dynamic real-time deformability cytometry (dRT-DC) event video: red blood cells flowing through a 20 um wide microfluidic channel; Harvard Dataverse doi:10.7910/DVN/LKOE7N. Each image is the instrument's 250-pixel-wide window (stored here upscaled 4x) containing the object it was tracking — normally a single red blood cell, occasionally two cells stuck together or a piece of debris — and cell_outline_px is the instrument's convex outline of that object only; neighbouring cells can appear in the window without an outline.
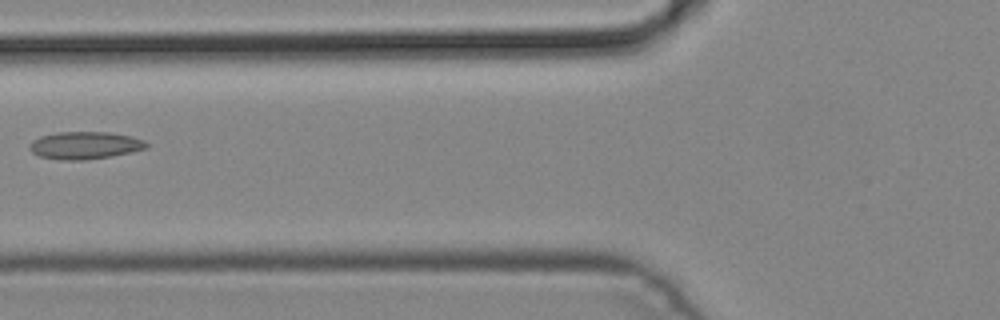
{"species": "common noctule bat (a hibernating species)", "species_latin": "Nyctalus noctula", "temperature_condition": "cold", "stored_images_in_passage": 6, "camera_frame_rate_fps": 3000, "um_per_image_px": 0.085, "animal": {"sex": "male", "body_mass_g": 19.2, "forearm_length_mm": 51.8}, "frame": {"image": 1, "passage_image": 6, "time_ms": 1.667, "image_size_px": [1000, 320], "cell_outline_px": [[148, 148], [132, 152], [112, 156], [88, 160], [60, 160], [40, 156], [32, 152], [28, 148], [28, 144], [32, 140], [40, 136], [56, 132], [108, 132], [132, 136], [144, 140], [148, 144]], "centroid_in_image_um": [7.21, 12.36], "position_along_channel_um": 118.6, "area_um2": 18.96}}